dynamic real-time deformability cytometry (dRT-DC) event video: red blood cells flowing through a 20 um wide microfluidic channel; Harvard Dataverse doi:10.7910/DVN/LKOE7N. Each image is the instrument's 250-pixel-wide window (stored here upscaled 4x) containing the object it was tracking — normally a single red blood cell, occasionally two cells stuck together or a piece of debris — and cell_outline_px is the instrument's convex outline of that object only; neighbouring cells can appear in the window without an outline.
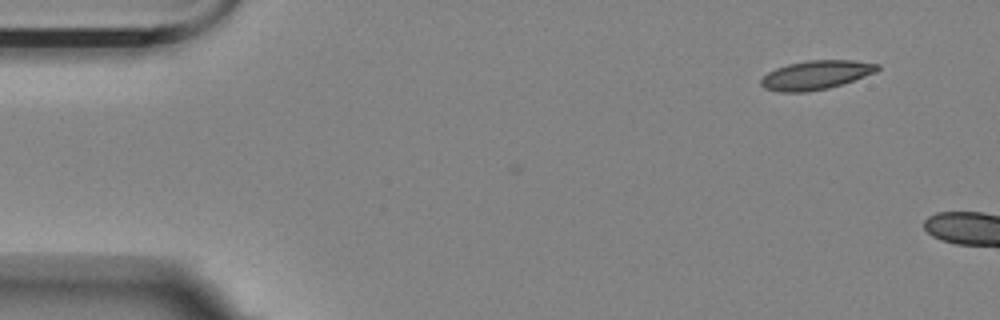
{"species": "Egyptian fruit bat (a non-hibernating species)", "species_latin": "Rousettus aegyptiacus", "temperature_condition": "room temperature", "stored_images_in_passage": 8, "camera_frame_rate_fps": 3000, "um_per_image_px": 0.085, "animal": {"sex": "female"}, "frame": {"image": 1, "passage_image": 1, "time_ms": 0.0, "image_size_px": [1000, 320], "cell_outline_px": [[880, 68], [876, 72], [828, 88], [804, 92], [780, 92], [764, 88], [760, 84], [760, 80], [768, 72], [776, 68], [788, 64], [808, 60], [852, 60], [880, 64]], "centroid_in_image_um": [69.34, 6.37], "position_along_channel_um": 15.7, "area_um2": 19.48}}